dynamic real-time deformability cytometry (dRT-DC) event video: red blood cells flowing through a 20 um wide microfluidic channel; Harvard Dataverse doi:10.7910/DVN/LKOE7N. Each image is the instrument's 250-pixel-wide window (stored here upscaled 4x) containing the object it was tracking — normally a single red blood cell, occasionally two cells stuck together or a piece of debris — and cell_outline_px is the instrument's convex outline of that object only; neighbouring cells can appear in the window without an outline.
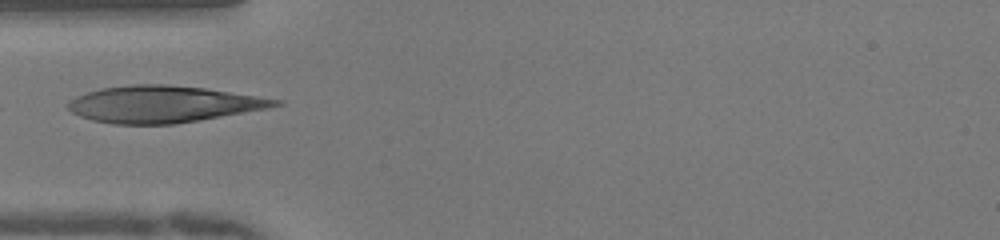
{"species": "human", "species_latin": "Homo sapiens", "temperature_condition": "warm", "stored_images_in_passage": 34, "camera_frame_rate_fps": 3000, "um_per_image_px": 0.085, "donor": {"sex": "female"}, "frame": {"image": 1, "passage_image": 1, "time_ms": 0.0, "image_size_px": [1000, 240], "cell_outline_px": [[284, 104], [268, 108], [200, 120], [172, 124], [112, 124], [92, 120], [80, 116], [72, 112], [64, 104], [68, 100], [76, 96], [100, 88], [132, 84], [164, 84], [204, 88], [256, 96], [280, 100]], "centroid_in_image_um": [13.81, 8.85], "position_along_channel_um": 71.2, "area_um2": 44.16}}
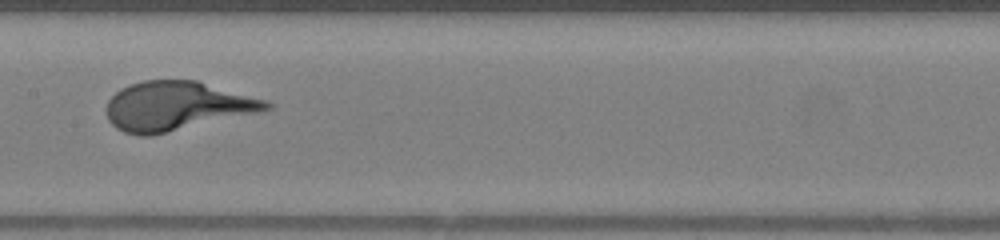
{"frame": {"image": 2, "passage_image": 10, "time_ms": 3.0, "image_size_px": [1000, 240], "cell_outline_px": [[272, 108], [256, 112], [152, 136], [140, 136], [124, 132], [116, 128], [108, 120], [108, 100], [120, 88], [144, 80], [196, 80], [268, 100], [272, 104]], "centroid_in_image_um": [15.01, 9.01], "position_along_channel_um": 192.4, "area_um2": 45.32}}
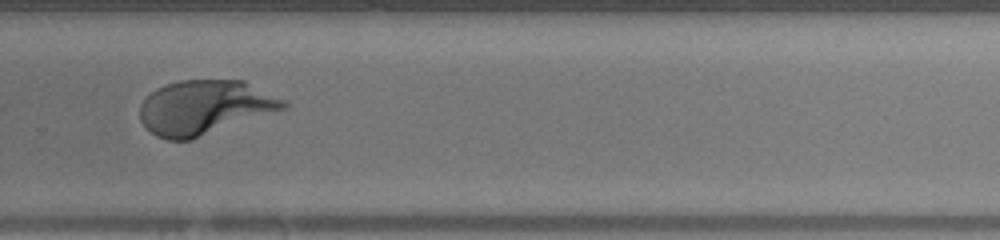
{"frame": {"image": 3, "passage_image": 19, "time_ms": 6.0, "image_size_px": [1000, 240], "cell_outline_px": [[288, 108], [192, 140], [168, 140], [156, 136], [140, 120], [140, 104], [156, 88], [164, 84], [180, 80], [244, 80], [284, 100], [288, 104]], "centroid_in_image_um": [17.41, 9.13], "position_along_channel_um": 312.4, "area_um2": 45.55}}